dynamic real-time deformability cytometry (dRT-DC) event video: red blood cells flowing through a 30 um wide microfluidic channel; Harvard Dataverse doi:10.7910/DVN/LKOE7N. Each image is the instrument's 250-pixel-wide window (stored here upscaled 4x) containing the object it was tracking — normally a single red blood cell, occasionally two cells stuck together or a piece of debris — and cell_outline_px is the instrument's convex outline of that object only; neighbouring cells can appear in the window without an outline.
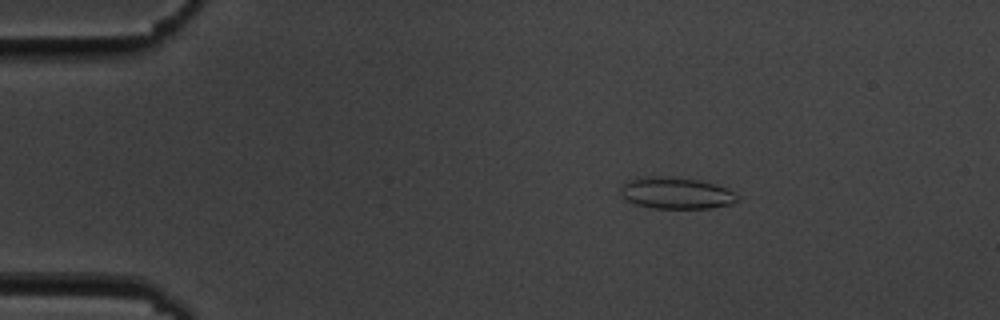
{"species": "common noctule bat (a hibernating species)", "species_latin": "Nyctalus noctula", "temperature_condition": "cold", "stored_images_in_passage": 53, "camera_frame_rate_fps": 3000, "um_per_image_px": 0.085, "animal": {"sex": "male", "body_mass_g": 19.5, "forearm_length_mm": 54.6}, "frame": {"image": 1, "passage_image": 7, "time_ms": 2.0, "image_size_px": [1000, 320], "cell_outline_px": [[740, 196], [732, 204], [712, 208], [652, 208], [636, 204], [624, 200], [620, 192], [620, 188], [628, 180], [636, 176], [664, 176], [700, 180], [716, 184]], "centroid_in_image_um": [57.42, 16.4], "position_along_channel_um": 27.6, "area_um2": 21.68}}
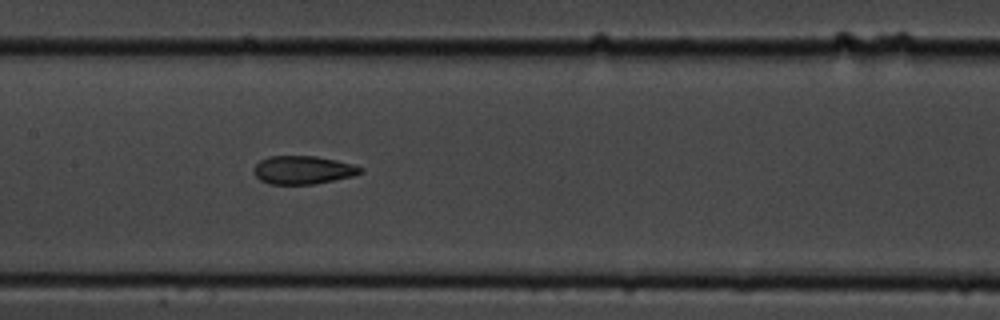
{"frame": {"image": 2, "passage_image": 25, "time_ms": 8.0, "image_size_px": [1000, 320], "cell_outline_px": [[364, 172], [352, 176], [312, 184], [268, 184], [260, 180], [252, 172], [252, 168], [260, 160], [268, 156], [316, 156], [336, 160], [352, 164], [364, 168]], "centroid_in_image_um": [25.72, 14.44], "position_along_channel_um": 181.7, "area_um2": 17.63}}
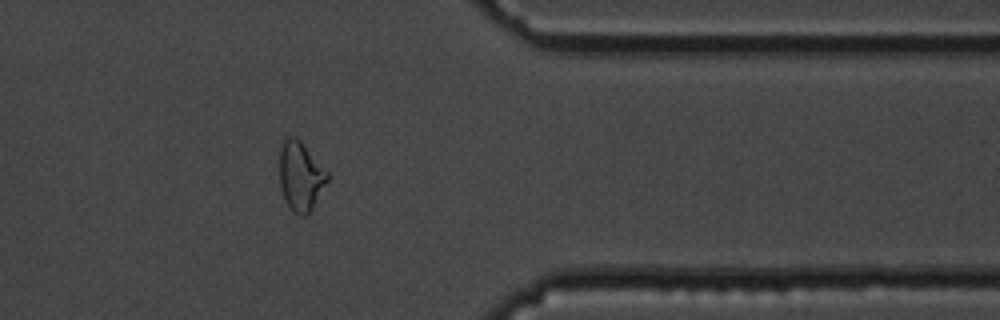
{"frame": {"image": 3, "passage_image": 43, "time_ms": 14.0, "image_size_px": [1000, 320], "cell_outline_px": [[328, 180], [308, 216], [300, 216], [292, 212], [284, 200], [280, 188], [280, 148], [284, 140], [288, 136], [296, 136], [300, 140], [328, 172]], "centroid_in_image_um": [25.54, 15.0], "position_along_channel_um": 385.9, "area_um2": 19.42}, "authors_computed_cell_mechanics": {"area_um2": 19.1896, "velocity_mm_per_s": 3.6109, "shape_relaxation_time_tau1_ms": 9.3022, "shape_relaxation_time_tau2_ms": 2.093, "deformation_change_tau1": 0.2033, "deformation_change_tau2": 0.0924}}